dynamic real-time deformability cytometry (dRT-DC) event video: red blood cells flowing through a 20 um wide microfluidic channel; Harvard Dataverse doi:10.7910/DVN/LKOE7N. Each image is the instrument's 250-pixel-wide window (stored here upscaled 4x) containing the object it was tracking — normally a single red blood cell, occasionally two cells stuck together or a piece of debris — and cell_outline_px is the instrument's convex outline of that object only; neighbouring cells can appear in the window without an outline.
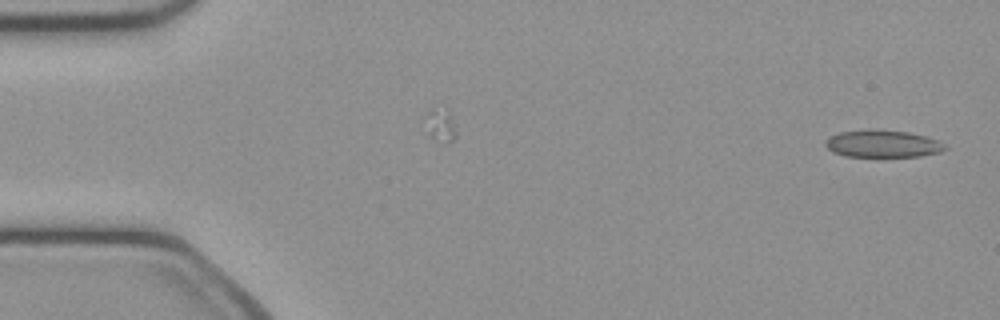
{"species": "common noctule bat (a hibernating species)", "species_latin": "Nyctalus noctula", "temperature_condition": "cold", "stored_images_in_passage": 49, "camera_frame_rate_fps": 3000, "um_per_image_px": 0.085, "animal": {"sex": "female", "body_mass_g": 21.9}, "frame": {"image": 1, "passage_image": 1, "time_ms": 0.0, "image_size_px": [1000, 320], "cell_outline_px": [[948, 148], [940, 152], [920, 156], [844, 156], [832, 152], [824, 144], [824, 140], [828, 136], [840, 132], [868, 128], [876, 128], [908, 132], [924, 136], [936, 140], [944, 144]], "centroid_in_image_um": [74.96, 12.2], "position_along_channel_um": 10.0, "area_um2": 19.25}}
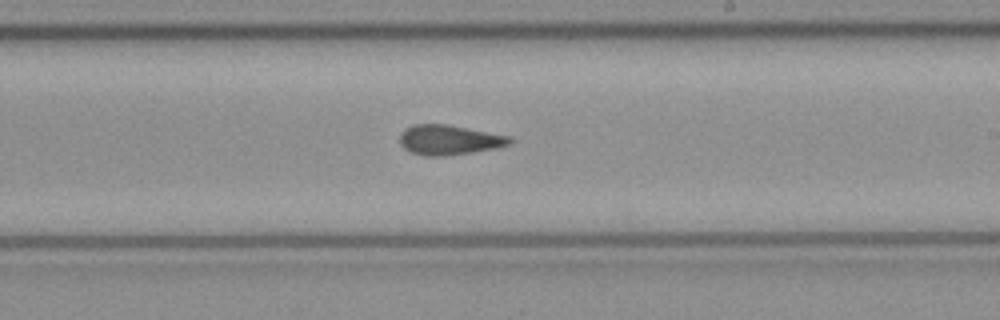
{"frame": {"image": 2, "passage_image": 28, "time_ms": 9.0, "image_size_px": [1000, 320], "cell_outline_px": [[512, 140], [508, 144], [496, 148], [448, 156], [424, 156], [412, 152], [404, 148], [400, 144], [400, 132], [404, 128], [412, 124], [448, 124], [512, 136]], "centroid_in_image_um": [38.16, 11.88], "position_along_channel_um": 250.8, "area_um2": 19.36}}
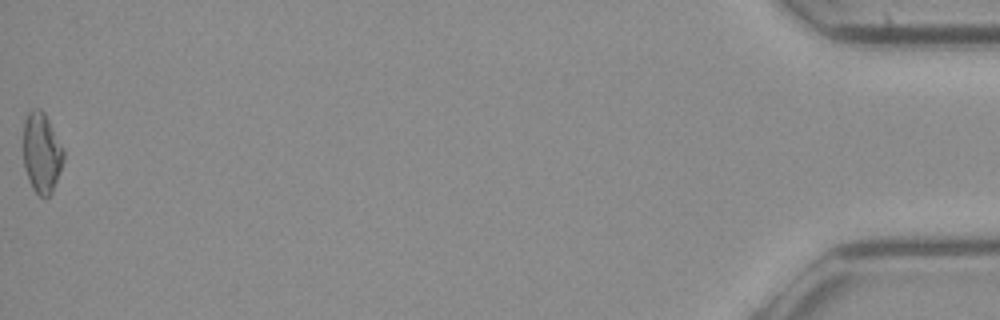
{"frame": {"image": 3, "passage_image": 49, "time_ms": 16.0, "image_size_px": [1000, 320], "cell_outline_px": [[64, 160], [52, 192], [48, 196], [40, 196], [32, 188], [28, 180], [24, 168], [24, 124], [28, 112], [32, 108], [40, 108], [44, 112], [64, 148]], "centroid_in_image_um": [3.55, 12.97], "position_along_channel_um": 431.7, "area_um2": 18.84}, "authors_computed_cell_mechanics": {"area_um2": 19.1896, "velocity_mm_per_s": 4.0959, "shape_relaxation_time_tau1_ms": null, "shape_relaxation_time_tau2_ms": 2.8456, "deformation_change_tau1": null, "deformation_change_tau2": 0.127}}